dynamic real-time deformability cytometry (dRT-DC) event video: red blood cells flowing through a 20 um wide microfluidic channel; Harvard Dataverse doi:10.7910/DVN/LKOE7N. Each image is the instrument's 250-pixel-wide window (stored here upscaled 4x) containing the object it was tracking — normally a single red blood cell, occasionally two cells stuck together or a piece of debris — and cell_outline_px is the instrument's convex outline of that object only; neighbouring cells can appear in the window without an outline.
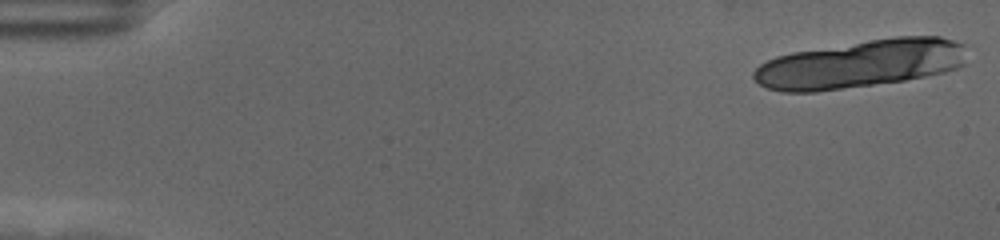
{"species": "human", "species_latin": "Homo sapiens", "temperature_condition": "cold", "stored_images_in_passage": 22, "camera_frame_rate_fps": 3000, "um_per_image_px": 0.085, "donor": {"sex": "female"}, "frame": {"image": 1, "passage_image": 1, "time_ms": 0.0, "image_size_px": [1000, 240], "cell_outline_px": [[964, 64], [960, 68], [944, 72], [904, 80], [816, 92], [784, 92], [768, 88], [760, 84], [752, 76], [752, 72], [760, 64], [776, 56], [792, 52], [896, 36], [940, 36], [964, 44]], "centroid_in_image_um": [73.14, 5.43], "position_along_channel_um": 11.9, "area_um2": 59.36}}
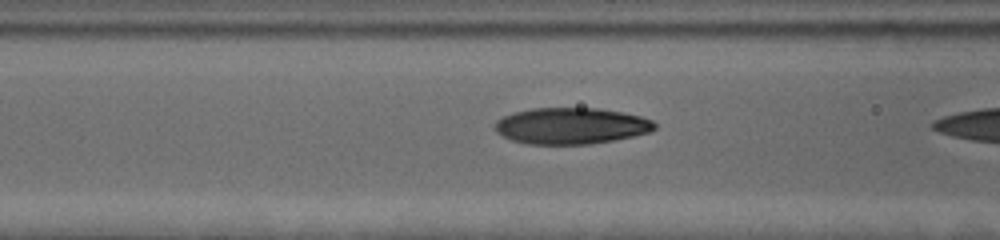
{"frame": {"image": 2, "passage_image": 21, "time_ms": 6.667, "image_size_px": [1000, 240], "cell_outline_px": [[656, 128], [652, 132], [616, 140], [588, 144], [528, 144], [512, 140], [496, 132], [496, 120], [512, 112], [532, 108], [596, 108], [620, 112], [640, 116], [652, 120], [656, 124]], "centroid_in_image_um": [48.56, 10.7], "position_along_channel_um": 118.0, "area_um2": 33.87}}